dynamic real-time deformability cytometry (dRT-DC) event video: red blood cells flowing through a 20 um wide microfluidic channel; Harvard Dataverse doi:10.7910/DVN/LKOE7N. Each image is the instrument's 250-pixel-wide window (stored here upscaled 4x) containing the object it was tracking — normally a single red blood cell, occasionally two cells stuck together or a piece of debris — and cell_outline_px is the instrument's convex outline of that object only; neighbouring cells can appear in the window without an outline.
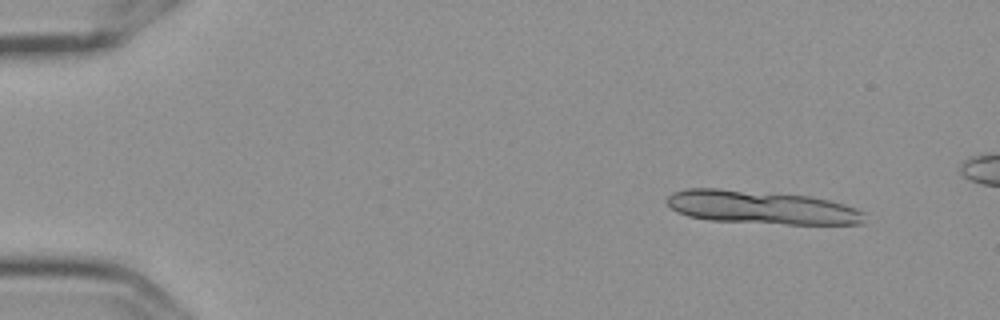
{"species": "Egyptian fruit bat (a non-hibernating species)", "species_latin": "Rousettus aegyptiacus", "temperature_condition": "cold", "stored_images_in_passage": 6, "camera_frame_rate_fps": 3000, "um_per_image_px": 0.085, "frame": {"image": 1, "passage_image": 2, "time_ms": 0.333, "image_size_px": [1000, 320], "cell_outline_px": [[864, 224], [788, 224], [708, 220], [688, 216], [676, 212], [664, 200], [672, 192], [688, 188], [716, 188], [808, 196], [828, 200], [844, 204], [856, 208], [864, 212]], "centroid_in_image_um": [64.69, 17.63], "position_along_channel_um": 20.3, "area_um2": 38.32}}